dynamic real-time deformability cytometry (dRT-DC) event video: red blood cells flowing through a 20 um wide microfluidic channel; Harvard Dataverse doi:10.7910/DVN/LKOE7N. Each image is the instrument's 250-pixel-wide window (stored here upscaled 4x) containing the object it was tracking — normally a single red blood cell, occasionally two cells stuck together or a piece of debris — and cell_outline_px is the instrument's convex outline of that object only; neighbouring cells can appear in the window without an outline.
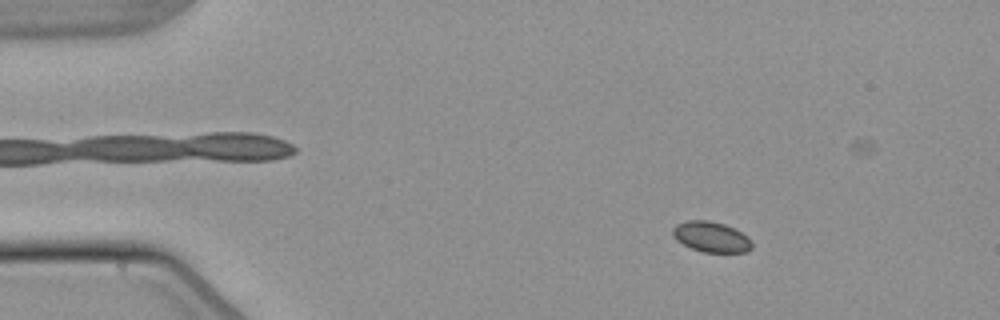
{"species": "common noctule bat (a hibernating species)", "species_latin": "Nyctalus noctula", "temperature_condition": "warm", "stored_images_in_passage": 56, "camera_frame_rate_fps": 3000, "um_per_image_px": 0.085, "animal": {"sex": "male", "body_mass_g": 21.5, "forearm_length_mm": 52.0}, "frame": {"image": 1, "passage_image": 9, "time_ms": 2.667, "image_size_px": [1000, 320], "cell_outline_px": [[752, 248], [748, 252], [704, 252], [692, 248], [676, 240], [672, 236], [672, 228], [676, 224], [688, 220], [708, 220], [724, 224], [748, 236], [752, 240]], "centroid_in_image_um": [60.45, 20.13], "position_along_channel_um": 24.6, "area_um2": 14.1}}
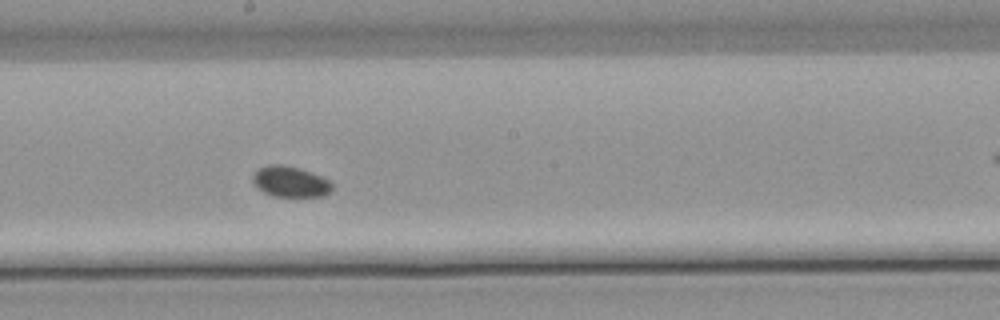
{"frame": {"image": 2, "passage_image": 31, "time_ms": 10.0, "image_size_px": [1000, 320], "cell_outline_px": [[332, 192], [324, 196], [272, 196], [264, 192], [252, 180], [252, 176], [256, 168], [268, 164], [284, 164], [300, 168], [320, 176], [328, 180], [332, 184]], "centroid_in_image_um": [24.67, 15.42], "position_along_channel_um": 223.5, "area_um2": 14.28}}
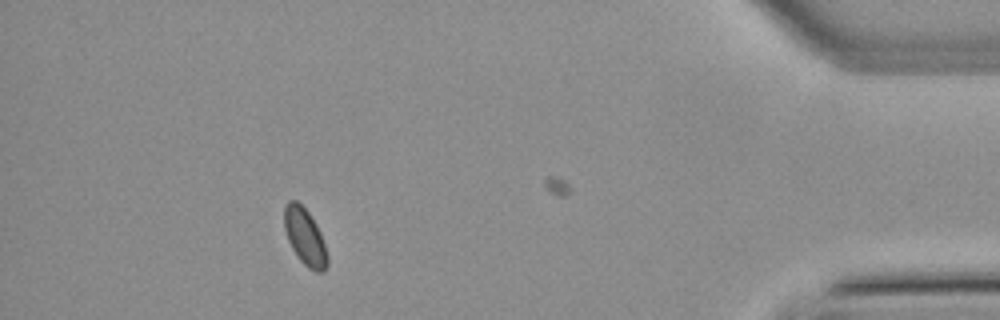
{"frame": {"image": 3, "passage_image": 50, "time_ms": 16.333, "image_size_px": [1000, 320], "cell_outline_px": [[328, 264], [324, 272], [316, 272], [308, 268], [296, 256], [288, 240], [284, 228], [284, 204], [288, 200], [296, 200], [308, 212], [316, 224], [320, 232], [328, 256]], "centroid_in_image_um": [25.91, 20.14], "position_along_channel_um": 409.3, "area_um2": 14.33}}